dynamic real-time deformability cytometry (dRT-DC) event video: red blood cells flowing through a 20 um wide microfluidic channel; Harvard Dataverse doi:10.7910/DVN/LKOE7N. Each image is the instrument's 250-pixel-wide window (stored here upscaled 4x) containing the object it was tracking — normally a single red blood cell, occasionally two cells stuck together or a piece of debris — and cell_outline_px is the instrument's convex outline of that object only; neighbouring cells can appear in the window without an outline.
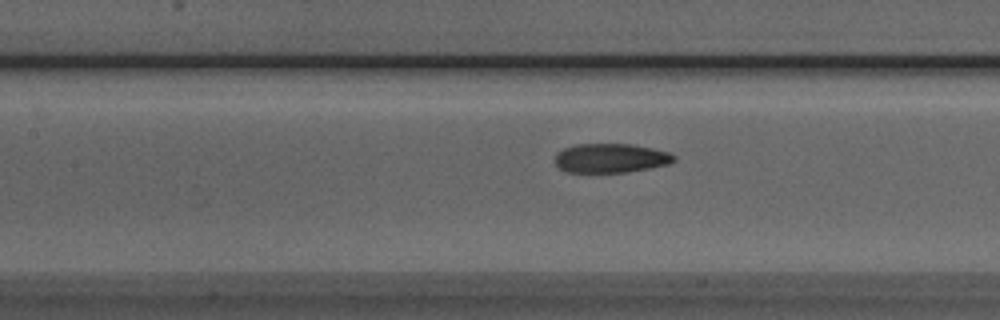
{"species": "Egyptian fruit bat (a non-hibernating species)", "species_latin": "Rousettus aegyptiacus", "temperature_condition": "room temperature", "stored_images_in_passage": 34, "camera_frame_rate_fps": 3000, "um_per_image_px": 0.085, "animal": {"sex": "male"}, "frame": {"image": 1, "passage_image": 12, "time_ms": 3.667, "image_size_px": [1000, 320], "cell_outline_px": [[676, 160], [668, 164], [628, 172], [568, 172], [560, 168], [556, 164], [556, 152], [564, 148], [576, 144], [632, 144], [652, 148], [668, 152], [676, 156]], "centroid_in_image_um": [51.92, 13.43], "position_along_channel_um": 155.5, "area_um2": 20.17}}
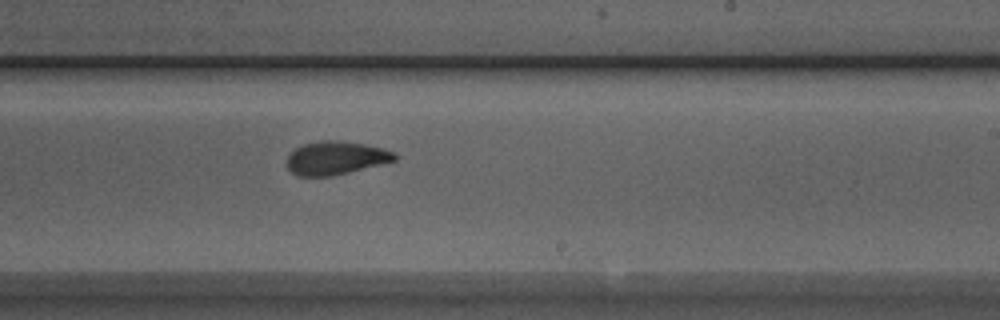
{"frame": {"image": 2, "passage_image": 20, "time_ms": 6.333, "image_size_px": [1000, 320], "cell_outline_px": [[396, 160], [332, 176], [300, 176], [292, 172], [288, 168], [288, 156], [296, 148], [304, 144], [320, 140], [340, 140], [364, 144], [384, 148], [392, 152], [396, 156]], "centroid_in_image_um": [28.53, 13.42], "position_along_channel_um": 260.5, "area_um2": 20.63}}
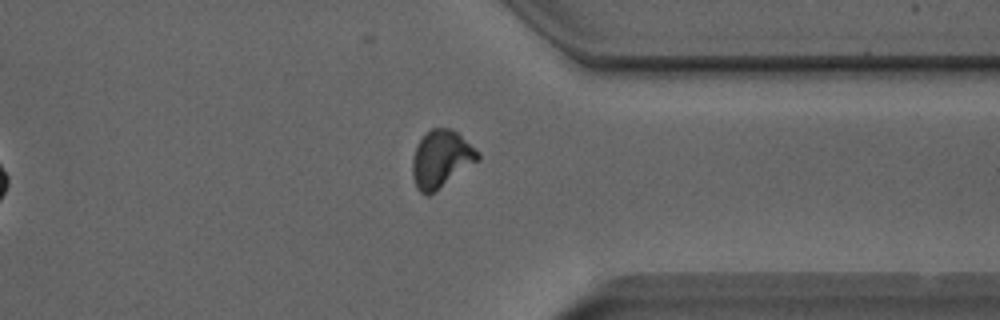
{"frame": {"image": 3, "passage_image": 29, "time_ms": 9.333, "image_size_px": [1000, 320], "cell_outline_px": [[480, 160], [428, 196], [424, 196], [416, 188], [412, 176], [412, 156], [416, 144], [432, 128], [452, 128], [480, 152]], "centroid_in_image_um": [37.49, 13.53], "position_along_channel_um": 373.9, "area_um2": 22.02}, "authors_computed_cell_mechanics": {"area_um2": 21.3571, "velocity_mm_per_s": 3.9518, "shape_relaxation_time_tau1_ms": 7.2772, "shape_relaxation_time_tau2_ms": 2.2307, "deformation_change_tau1": 0.1708, "deformation_change_tau2": 0.0882}}